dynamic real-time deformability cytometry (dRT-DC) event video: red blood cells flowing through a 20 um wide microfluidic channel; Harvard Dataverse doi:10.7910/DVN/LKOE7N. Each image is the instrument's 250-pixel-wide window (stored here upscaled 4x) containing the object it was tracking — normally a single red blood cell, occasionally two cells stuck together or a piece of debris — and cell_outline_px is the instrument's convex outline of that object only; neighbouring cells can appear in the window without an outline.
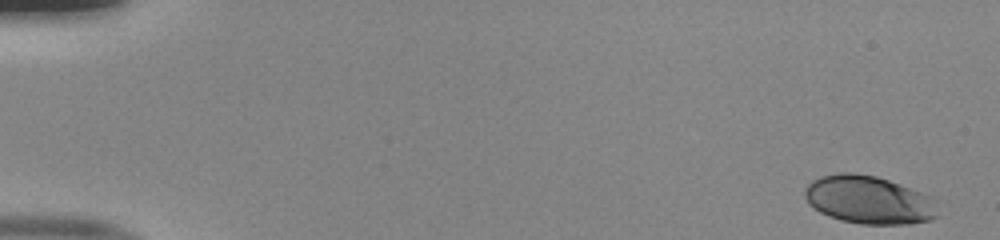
{"species": "human", "species_latin": "Homo sapiens", "temperature_condition": "room temperature", "stored_images_in_passage": 51, "camera_frame_rate_fps": 3000, "um_per_image_px": 0.085, "donor": {"sex": "male"}, "frame": {"image": 1, "passage_image": 1, "time_ms": 0.0, "image_size_px": [1000, 240], "cell_outline_px": [[936, 216], [932, 220], [912, 224], [860, 224], [840, 220], [828, 216], [812, 208], [808, 204], [804, 196], [804, 188], [812, 180], [820, 176], [840, 172], [852, 172], [876, 176], [900, 184], [932, 196]], "centroid_in_image_um": [73.79, 16.99], "position_along_channel_um": 11.2, "area_um2": 37.51}}
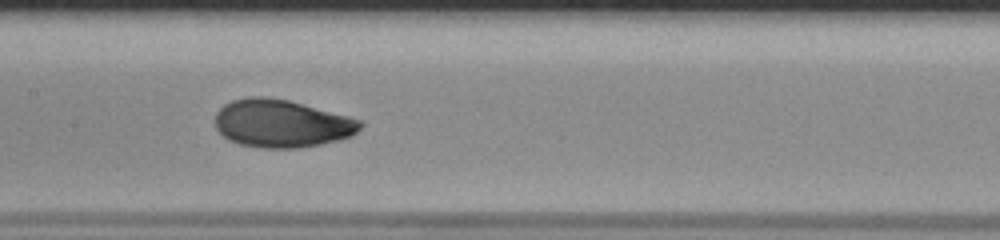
{"frame": {"image": 2, "passage_image": 26, "time_ms": 8.333, "image_size_px": [1000, 240], "cell_outline_px": [[364, 124], [352, 136], [320, 144], [296, 148], [260, 148], [240, 144], [228, 140], [216, 128], [216, 112], [224, 104], [232, 100], [248, 96], [264, 96], [288, 100], [364, 120]], "centroid_in_image_um": [23.94, 10.49], "position_along_channel_um": 183.5, "area_um2": 40.52}}
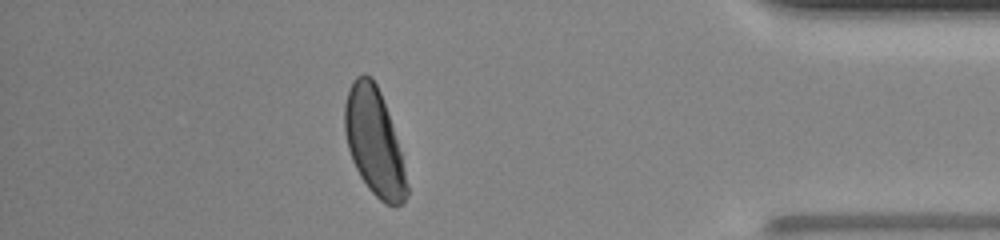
{"frame": {"image": 3, "passage_image": 45, "time_ms": 14.667, "image_size_px": [1000, 240], "cell_outline_px": [[408, 192], [404, 200], [396, 208], [384, 204], [368, 188], [360, 176], [352, 160], [348, 148], [344, 128], [344, 104], [352, 80], [356, 76], [364, 72], [372, 76], [380, 92], [400, 152], [408, 184]], "centroid_in_image_um": [31.78, 12.07], "position_along_channel_um": 403.4, "area_um2": 38.32}, "authors_computed_cell_mechanics": {"area_um2": 39.1884, "velocity_mm_per_s": 4.0019, "shape_relaxation_time_tau1_ms": 3.427, "shape_relaxation_time_tau2_ms": null, "deformation_change_tau1": 0.1436, "deformation_change_tau2": null}}